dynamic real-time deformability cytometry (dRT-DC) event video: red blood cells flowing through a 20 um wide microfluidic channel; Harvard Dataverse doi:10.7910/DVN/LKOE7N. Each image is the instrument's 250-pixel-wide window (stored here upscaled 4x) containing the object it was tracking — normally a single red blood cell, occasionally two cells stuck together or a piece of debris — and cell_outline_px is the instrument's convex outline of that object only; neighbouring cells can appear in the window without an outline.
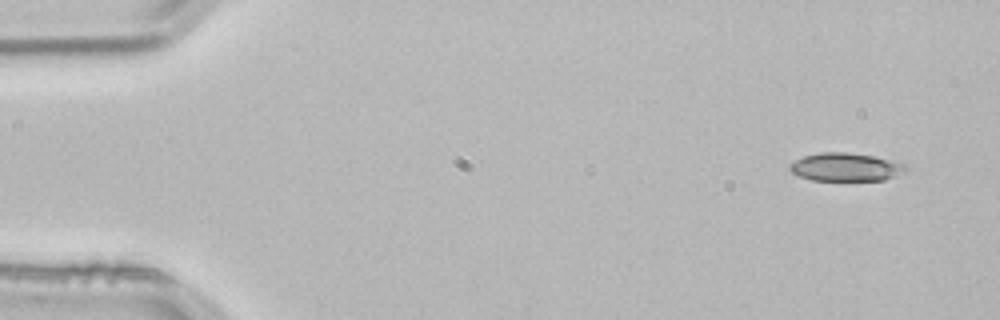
{"species": "common noctule bat (a hibernating species)", "species_latin": "Nyctalus noctula", "temperature_condition": "room temperature", "stored_images_in_passage": 3, "camera_frame_rate_fps": 3000, "um_per_image_px": 0.085, "animal": {"sex": "male", "body_mass_g": 21.5, "forearm_length_mm": 52.0}, "frame": {"image": 1, "passage_image": 1, "time_ms": 0.0, "image_size_px": [1000, 320], "cell_outline_px": [[904, 172], [884, 180], [812, 180], [800, 176], [792, 172], [788, 168], [788, 164], [804, 156], [820, 152], [844, 152], [872, 156], [904, 164]], "centroid_in_image_um": [71.81, 14.2], "position_along_channel_um": 13.2, "area_um2": 18.67}}
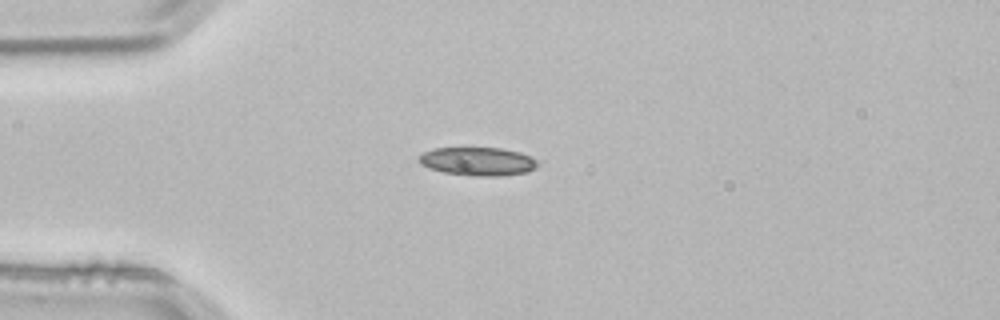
{"frame": {"image": 2, "passage_image": 3, "time_ms": 0.667, "image_size_px": [1000, 320], "cell_outline_px": [[540, 164], [536, 168], [528, 172], [500, 176], [472, 176], [444, 172], [428, 168], [420, 164], [416, 160], [416, 156], [424, 152], [436, 148], [500, 148], [520, 152], [536, 160]], "centroid_in_image_um": [40.59, 13.72], "position_along_channel_um": 44.4, "area_um2": 19.83}}